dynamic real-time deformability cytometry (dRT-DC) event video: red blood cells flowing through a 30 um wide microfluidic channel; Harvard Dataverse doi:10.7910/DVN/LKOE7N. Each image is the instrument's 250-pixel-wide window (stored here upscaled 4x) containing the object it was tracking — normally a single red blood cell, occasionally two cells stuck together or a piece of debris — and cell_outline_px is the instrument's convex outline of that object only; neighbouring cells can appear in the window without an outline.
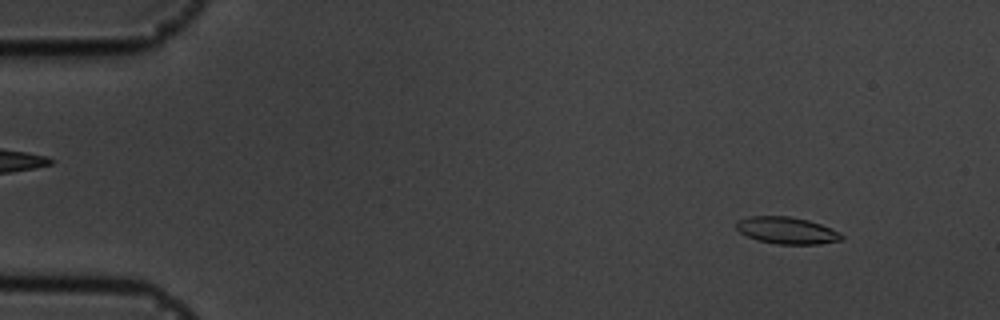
{"species": "common noctule bat (a hibernating species)", "species_latin": "Nyctalus noctula", "temperature_condition": "cold", "stored_images_in_passage": 51, "camera_frame_rate_fps": 3000, "um_per_image_px": 0.085, "animal": {"sex": "male", "body_mass_g": 19.5, "forearm_length_mm": 54.6}, "frame": {"image": 1, "passage_image": 6, "time_ms": 1.667, "image_size_px": [1000, 320], "cell_outline_px": [[840, 236], [832, 240], [804, 244], [792, 244], [764, 240], [752, 236], [780, 220], [804, 220], [828, 228]], "centroid_in_image_um": [67.69, 19.78], "position_along_channel_um": 17.3, "area_um2": 10.23}}
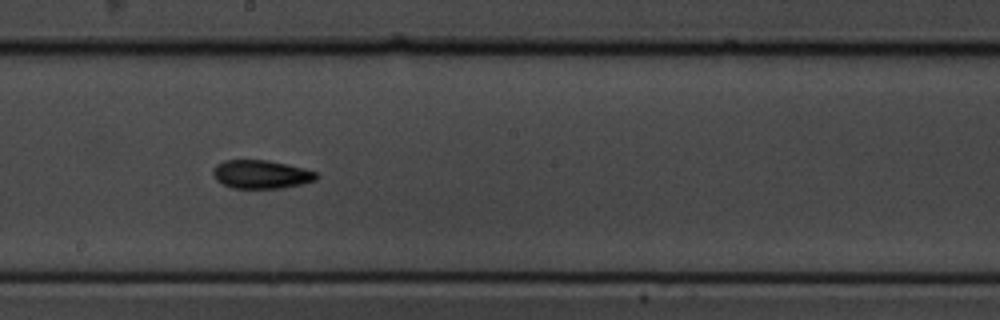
{"frame": {"image": 2, "passage_image": 31, "time_ms": 10.0, "image_size_px": [1000, 320], "cell_outline_px": [[316, 176], [308, 180], [292, 184], [260, 188], [244, 188], [228, 184], [220, 180], [216, 176], [216, 168], [224, 164], [236, 160], [252, 160], [280, 164], [312, 172]], "centroid_in_image_um": [22.13, 14.81], "position_along_channel_um": 226.1, "area_um2": 14.45}}
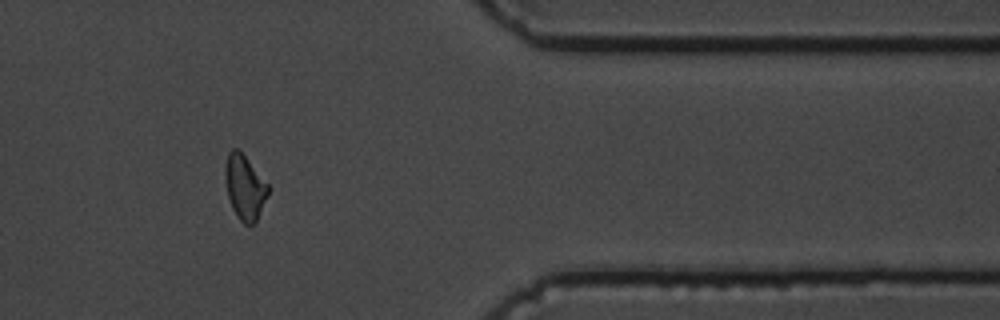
{"frame": {"image": 3, "passage_image": 46, "time_ms": 15.0, "image_size_px": [1000, 320], "cell_outline_px": [[268, 192], [256, 216], [252, 220], [244, 220], [236, 212], [232, 204], [228, 192], [228, 156], [240, 152], [268, 184]], "centroid_in_image_um": [20.86, 15.9], "position_along_channel_um": 390.5, "area_um2": 13.58}}